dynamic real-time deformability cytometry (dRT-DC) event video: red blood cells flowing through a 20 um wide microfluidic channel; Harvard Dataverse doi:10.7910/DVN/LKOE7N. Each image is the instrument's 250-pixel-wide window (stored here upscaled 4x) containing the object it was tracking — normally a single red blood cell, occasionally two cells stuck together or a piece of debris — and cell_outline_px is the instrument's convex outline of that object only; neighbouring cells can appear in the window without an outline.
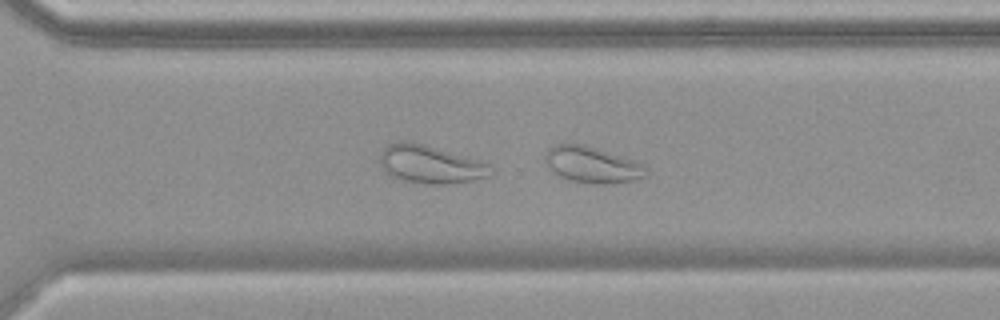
{"species": "common noctule bat (a hibernating species)", "species_latin": "Nyctalus noctula", "temperature_condition": "warm", "stored_images_in_passage": 54, "camera_frame_rate_fps": 3000, "um_per_image_px": 0.085, "animal": {"sex": "female", "body_mass_g": 19.9}, "frame": {"image": 1, "passage_image": 39, "time_ms": 12.667, "image_size_px": [1000, 320], "cell_outline_px": [[648, 172], [644, 176], [632, 180], [604, 184], [592, 184], [572, 180], [560, 176], [552, 172], [544, 164], [544, 156], [548, 148], [564, 140], [584, 144], [636, 160], [648, 168]], "centroid_in_image_um": [50.26, 13.96], "position_along_channel_um": 320.3, "area_um2": 21.85}}